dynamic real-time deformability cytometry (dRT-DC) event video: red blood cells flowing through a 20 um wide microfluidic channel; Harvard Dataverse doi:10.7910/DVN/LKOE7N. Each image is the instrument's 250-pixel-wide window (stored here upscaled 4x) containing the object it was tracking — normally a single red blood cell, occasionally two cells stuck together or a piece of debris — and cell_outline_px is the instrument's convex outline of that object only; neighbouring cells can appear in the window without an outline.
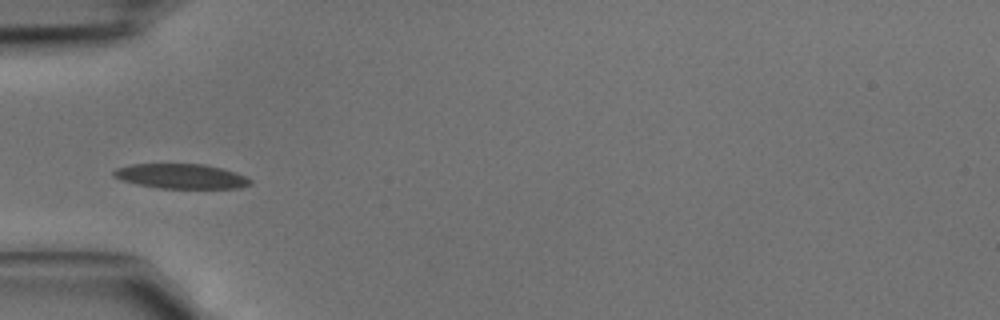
{"species": "common noctule bat (a hibernating species)", "species_latin": "Nyctalus noctula", "temperature_condition": "cold", "stored_images_in_passage": 44, "camera_frame_rate_fps": 3000, "um_per_image_px": 0.085, "animal": {"sex": "male", "body_mass_g": 15.6}, "frame": {"image": 1, "passage_image": 14, "time_ms": 4.333, "image_size_px": [1000, 320], "cell_outline_px": [[252, 184], [240, 188], [160, 188], [136, 184], [120, 180], [112, 176], [112, 172], [116, 168], [132, 164], [204, 164], [236, 172], [252, 180]], "centroid_in_image_um": [15.37, 14.98], "position_along_channel_um": 69.6, "area_um2": 19.77}}
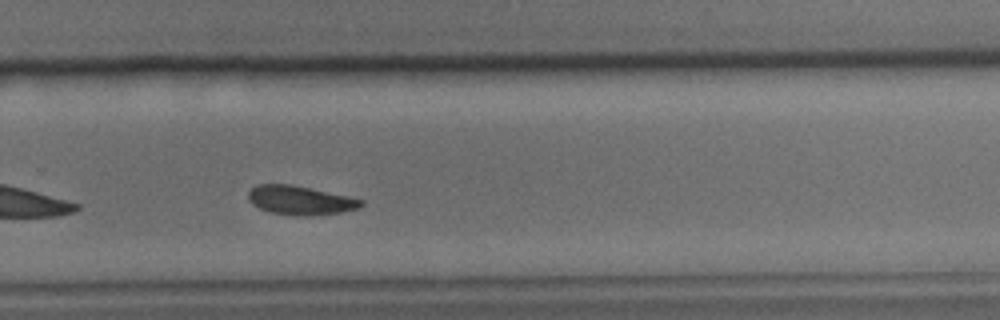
{"frame": {"image": 2, "passage_image": 30, "time_ms": 9.667, "image_size_px": [1000, 320], "cell_outline_px": [[364, 204], [360, 208], [340, 212], [304, 216], [300, 216], [272, 212], [260, 208], [252, 204], [248, 200], [248, 192], [256, 184], [292, 184], [348, 196], [364, 200]], "centroid_in_image_um": [25.52, 17.01], "position_along_channel_um": 304.3, "area_um2": 18.96}}
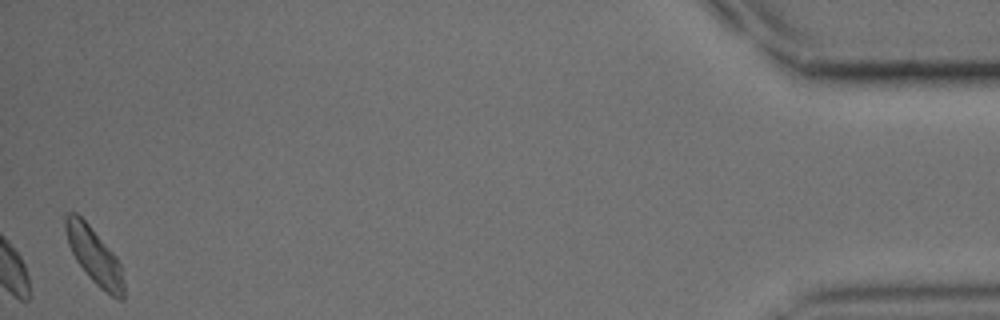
{"frame": {"image": 3, "passage_image": 44, "time_ms": 14.333, "image_size_px": [1000, 320], "cell_outline_px": [[124, 300], [120, 300], [112, 296], [100, 288], [88, 276], [76, 260], [68, 244], [64, 228], [64, 216], [68, 212], [76, 212], [88, 224], [116, 256], [120, 264], [124, 284]], "centroid_in_image_um": [8.0, 21.74], "position_along_channel_um": 427.2, "area_um2": 18.96}}